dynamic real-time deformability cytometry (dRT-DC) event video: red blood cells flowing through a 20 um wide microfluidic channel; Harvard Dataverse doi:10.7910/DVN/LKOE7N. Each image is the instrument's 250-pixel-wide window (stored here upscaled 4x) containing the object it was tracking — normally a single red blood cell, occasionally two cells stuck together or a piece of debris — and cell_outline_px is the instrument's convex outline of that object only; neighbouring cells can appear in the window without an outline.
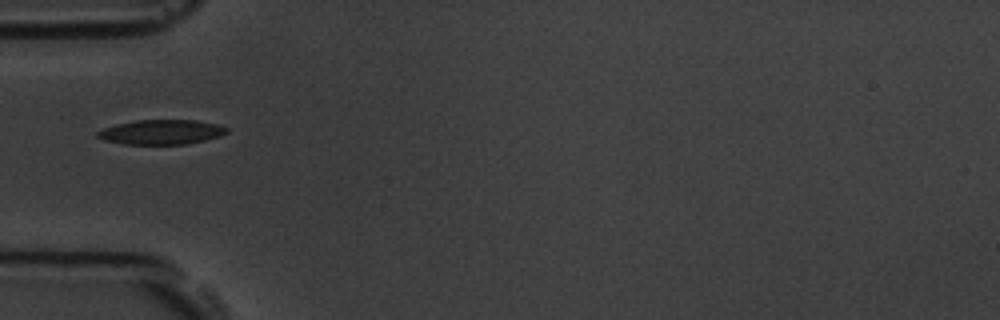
{"species": "common noctule bat (a hibernating species)", "species_latin": "Nyctalus noctula", "temperature_condition": "room temperature", "stored_images_in_passage": 4, "camera_frame_rate_fps": 3000, "um_per_image_px": 0.085, "animal": {"sex": "male", "body_mass_g": 19.5, "forearm_length_mm": 54.6}, "frame": {"image": 1, "passage_image": 4, "time_ms": 4.0, "image_size_px": [1000, 320], "cell_outline_px": [[228, 132], [220, 136], [188, 144], [124, 144], [104, 140], [96, 136], [96, 132], [104, 128], [116, 124], [136, 120], [196, 120], [216, 124], [228, 128]], "centroid_in_image_um": [13.71, 11.22], "position_along_channel_um": 71.3, "area_um2": 18.55}}